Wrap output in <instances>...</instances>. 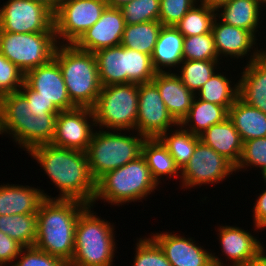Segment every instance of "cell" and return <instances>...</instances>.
<instances>
[{"label":"cell","mask_w":266,"mask_h":266,"mask_svg":"<svg viewBox=\"0 0 266 266\" xmlns=\"http://www.w3.org/2000/svg\"><path fill=\"white\" fill-rule=\"evenodd\" d=\"M217 16L212 24V34L218 58L222 56L244 57L249 55L248 52L253 50L257 38L250 32L240 27L228 25L219 21ZM224 54V55H223ZM247 54V55H246Z\"/></svg>","instance_id":"cell-21"},{"label":"cell","mask_w":266,"mask_h":266,"mask_svg":"<svg viewBox=\"0 0 266 266\" xmlns=\"http://www.w3.org/2000/svg\"><path fill=\"white\" fill-rule=\"evenodd\" d=\"M101 86L127 84L126 47L103 48L95 53Z\"/></svg>","instance_id":"cell-27"},{"label":"cell","mask_w":266,"mask_h":266,"mask_svg":"<svg viewBox=\"0 0 266 266\" xmlns=\"http://www.w3.org/2000/svg\"><path fill=\"white\" fill-rule=\"evenodd\" d=\"M88 205L75 228L74 252L70 266H112L115 255L114 227L91 213Z\"/></svg>","instance_id":"cell-4"},{"label":"cell","mask_w":266,"mask_h":266,"mask_svg":"<svg viewBox=\"0 0 266 266\" xmlns=\"http://www.w3.org/2000/svg\"><path fill=\"white\" fill-rule=\"evenodd\" d=\"M108 6L105 0H62L53 13L58 44H74L94 25ZM60 39H64L60 43Z\"/></svg>","instance_id":"cell-9"},{"label":"cell","mask_w":266,"mask_h":266,"mask_svg":"<svg viewBox=\"0 0 266 266\" xmlns=\"http://www.w3.org/2000/svg\"><path fill=\"white\" fill-rule=\"evenodd\" d=\"M40 3H43L46 7H48L53 13L57 10L62 0H33Z\"/></svg>","instance_id":"cell-49"},{"label":"cell","mask_w":266,"mask_h":266,"mask_svg":"<svg viewBox=\"0 0 266 266\" xmlns=\"http://www.w3.org/2000/svg\"><path fill=\"white\" fill-rule=\"evenodd\" d=\"M120 9L126 25L159 21L160 0H133Z\"/></svg>","instance_id":"cell-38"},{"label":"cell","mask_w":266,"mask_h":266,"mask_svg":"<svg viewBox=\"0 0 266 266\" xmlns=\"http://www.w3.org/2000/svg\"><path fill=\"white\" fill-rule=\"evenodd\" d=\"M32 112L27 99L18 91L0 97V135L8 133L26 150V121Z\"/></svg>","instance_id":"cell-18"},{"label":"cell","mask_w":266,"mask_h":266,"mask_svg":"<svg viewBox=\"0 0 266 266\" xmlns=\"http://www.w3.org/2000/svg\"><path fill=\"white\" fill-rule=\"evenodd\" d=\"M93 126L95 120L92 108L76 107L60 111L56 117L55 134L51 144L86 152L94 132Z\"/></svg>","instance_id":"cell-13"},{"label":"cell","mask_w":266,"mask_h":266,"mask_svg":"<svg viewBox=\"0 0 266 266\" xmlns=\"http://www.w3.org/2000/svg\"><path fill=\"white\" fill-rule=\"evenodd\" d=\"M0 231L23 247L35 246L37 213L0 215Z\"/></svg>","instance_id":"cell-30"},{"label":"cell","mask_w":266,"mask_h":266,"mask_svg":"<svg viewBox=\"0 0 266 266\" xmlns=\"http://www.w3.org/2000/svg\"><path fill=\"white\" fill-rule=\"evenodd\" d=\"M24 82L39 96L53 102L60 111L76 108L68 96L62 71L54 58L28 71Z\"/></svg>","instance_id":"cell-15"},{"label":"cell","mask_w":266,"mask_h":266,"mask_svg":"<svg viewBox=\"0 0 266 266\" xmlns=\"http://www.w3.org/2000/svg\"><path fill=\"white\" fill-rule=\"evenodd\" d=\"M138 241L132 266H172L152 237L140 238Z\"/></svg>","instance_id":"cell-40"},{"label":"cell","mask_w":266,"mask_h":266,"mask_svg":"<svg viewBox=\"0 0 266 266\" xmlns=\"http://www.w3.org/2000/svg\"><path fill=\"white\" fill-rule=\"evenodd\" d=\"M179 124L169 114L157 86L151 81L140 83L138 89V115L136 132L146 138H159ZM170 129V130H169Z\"/></svg>","instance_id":"cell-12"},{"label":"cell","mask_w":266,"mask_h":266,"mask_svg":"<svg viewBox=\"0 0 266 266\" xmlns=\"http://www.w3.org/2000/svg\"><path fill=\"white\" fill-rule=\"evenodd\" d=\"M233 172L236 173L235 166L229 160L200 140L189 162L182 168L180 179L186 189L197 185L200 187L202 184L218 183Z\"/></svg>","instance_id":"cell-11"},{"label":"cell","mask_w":266,"mask_h":266,"mask_svg":"<svg viewBox=\"0 0 266 266\" xmlns=\"http://www.w3.org/2000/svg\"><path fill=\"white\" fill-rule=\"evenodd\" d=\"M57 115H30L26 121V151L52 142Z\"/></svg>","instance_id":"cell-36"},{"label":"cell","mask_w":266,"mask_h":266,"mask_svg":"<svg viewBox=\"0 0 266 266\" xmlns=\"http://www.w3.org/2000/svg\"><path fill=\"white\" fill-rule=\"evenodd\" d=\"M156 233L151 236L163 250L172 266H224L219 258L192 238H185L172 232Z\"/></svg>","instance_id":"cell-14"},{"label":"cell","mask_w":266,"mask_h":266,"mask_svg":"<svg viewBox=\"0 0 266 266\" xmlns=\"http://www.w3.org/2000/svg\"><path fill=\"white\" fill-rule=\"evenodd\" d=\"M179 128L180 129H176L171 135L168 131L163 133L159 139L167 147L176 165L182 170L193 155L195 147L200 141V137L185 130L180 125Z\"/></svg>","instance_id":"cell-33"},{"label":"cell","mask_w":266,"mask_h":266,"mask_svg":"<svg viewBox=\"0 0 266 266\" xmlns=\"http://www.w3.org/2000/svg\"><path fill=\"white\" fill-rule=\"evenodd\" d=\"M216 15L215 8L203 3H200L198 7L195 4L175 27L184 37L206 34L211 32Z\"/></svg>","instance_id":"cell-34"},{"label":"cell","mask_w":266,"mask_h":266,"mask_svg":"<svg viewBox=\"0 0 266 266\" xmlns=\"http://www.w3.org/2000/svg\"><path fill=\"white\" fill-rule=\"evenodd\" d=\"M264 182H266V169L261 172Z\"/></svg>","instance_id":"cell-52"},{"label":"cell","mask_w":266,"mask_h":266,"mask_svg":"<svg viewBox=\"0 0 266 266\" xmlns=\"http://www.w3.org/2000/svg\"><path fill=\"white\" fill-rule=\"evenodd\" d=\"M19 92L27 99L30 110L33 115H58L60 110L39 93L32 90L25 82L19 89Z\"/></svg>","instance_id":"cell-45"},{"label":"cell","mask_w":266,"mask_h":266,"mask_svg":"<svg viewBox=\"0 0 266 266\" xmlns=\"http://www.w3.org/2000/svg\"><path fill=\"white\" fill-rule=\"evenodd\" d=\"M218 231L222 253L232 261L230 266L244 264L264 249L258 239L242 228L226 225L221 226Z\"/></svg>","instance_id":"cell-20"},{"label":"cell","mask_w":266,"mask_h":266,"mask_svg":"<svg viewBox=\"0 0 266 266\" xmlns=\"http://www.w3.org/2000/svg\"><path fill=\"white\" fill-rule=\"evenodd\" d=\"M200 140L229 160L235 167L240 161L243 141L229 118L214 124L199 135Z\"/></svg>","instance_id":"cell-23"},{"label":"cell","mask_w":266,"mask_h":266,"mask_svg":"<svg viewBox=\"0 0 266 266\" xmlns=\"http://www.w3.org/2000/svg\"><path fill=\"white\" fill-rule=\"evenodd\" d=\"M158 184L142 155L127 164L103 175L96 182L93 204L98 199L111 205L141 200L150 195Z\"/></svg>","instance_id":"cell-5"},{"label":"cell","mask_w":266,"mask_h":266,"mask_svg":"<svg viewBox=\"0 0 266 266\" xmlns=\"http://www.w3.org/2000/svg\"><path fill=\"white\" fill-rule=\"evenodd\" d=\"M257 49L254 46L255 51L241 72L238 97L266 114V50Z\"/></svg>","instance_id":"cell-17"},{"label":"cell","mask_w":266,"mask_h":266,"mask_svg":"<svg viewBox=\"0 0 266 266\" xmlns=\"http://www.w3.org/2000/svg\"><path fill=\"white\" fill-rule=\"evenodd\" d=\"M228 118L234 124L243 142L266 137V114L246 104L239 97L229 108Z\"/></svg>","instance_id":"cell-26"},{"label":"cell","mask_w":266,"mask_h":266,"mask_svg":"<svg viewBox=\"0 0 266 266\" xmlns=\"http://www.w3.org/2000/svg\"><path fill=\"white\" fill-rule=\"evenodd\" d=\"M161 27L160 21L126 25L121 45L147 55H152Z\"/></svg>","instance_id":"cell-31"},{"label":"cell","mask_w":266,"mask_h":266,"mask_svg":"<svg viewBox=\"0 0 266 266\" xmlns=\"http://www.w3.org/2000/svg\"><path fill=\"white\" fill-rule=\"evenodd\" d=\"M108 4V6L120 8L123 5L127 4L128 2H131L133 0H105Z\"/></svg>","instance_id":"cell-51"},{"label":"cell","mask_w":266,"mask_h":266,"mask_svg":"<svg viewBox=\"0 0 266 266\" xmlns=\"http://www.w3.org/2000/svg\"><path fill=\"white\" fill-rule=\"evenodd\" d=\"M57 45L55 32L10 33L0 30V52L24 74L50 61Z\"/></svg>","instance_id":"cell-8"},{"label":"cell","mask_w":266,"mask_h":266,"mask_svg":"<svg viewBox=\"0 0 266 266\" xmlns=\"http://www.w3.org/2000/svg\"><path fill=\"white\" fill-rule=\"evenodd\" d=\"M50 197L28 185H0V215L37 213L41 202Z\"/></svg>","instance_id":"cell-22"},{"label":"cell","mask_w":266,"mask_h":266,"mask_svg":"<svg viewBox=\"0 0 266 266\" xmlns=\"http://www.w3.org/2000/svg\"><path fill=\"white\" fill-rule=\"evenodd\" d=\"M184 36L175 26L161 27L151 60L157 73L165 72L164 68L178 67L183 59ZM162 67V68H161Z\"/></svg>","instance_id":"cell-24"},{"label":"cell","mask_w":266,"mask_h":266,"mask_svg":"<svg viewBox=\"0 0 266 266\" xmlns=\"http://www.w3.org/2000/svg\"><path fill=\"white\" fill-rule=\"evenodd\" d=\"M25 74L0 52V97L18 92L24 83Z\"/></svg>","instance_id":"cell-43"},{"label":"cell","mask_w":266,"mask_h":266,"mask_svg":"<svg viewBox=\"0 0 266 266\" xmlns=\"http://www.w3.org/2000/svg\"><path fill=\"white\" fill-rule=\"evenodd\" d=\"M156 73L152 82L157 86L169 114L180 124L188 115L195 94L181 81L177 73Z\"/></svg>","instance_id":"cell-19"},{"label":"cell","mask_w":266,"mask_h":266,"mask_svg":"<svg viewBox=\"0 0 266 266\" xmlns=\"http://www.w3.org/2000/svg\"><path fill=\"white\" fill-rule=\"evenodd\" d=\"M198 2L197 0H160L159 21L163 26H175Z\"/></svg>","instance_id":"cell-44"},{"label":"cell","mask_w":266,"mask_h":266,"mask_svg":"<svg viewBox=\"0 0 266 266\" xmlns=\"http://www.w3.org/2000/svg\"><path fill=\"white\" fill-rule=\"evenodd\" d=\"M216 73L214 72L196 94L200 100L224 106L229 110L238 98V83L231 87V81L224 74Z\"/></svg>","instance_id":"cell-32"},{"label":"cell","mask_w":266,"mask_h":266,"mask_svg":"<svg viewBox=\"0 0 266 266\" xmlns=\"http://www.w3.org/2000/svg\"><path fill=\"white\" fill-rule=\"evenodd\" d=\"M23 246L0 231V266H6L16 260Z\"/></svg>","instance_id":"cell-46"},{"label":"cell","mask_w":266,"mask_h":266,"mask_svg":"<svg viewBox=\"0 0 266 266\" xmlns=\"http://www.w3.org/2000/svg\"><path fill=\"white\" fill-rule=\"evenodd\" d=\"M125 26L121 9L107 6L100 19L86 30L74 45L92 53L121 45Z\"/></svg>","instance_id":"cell-16"},{"label":"cell","mask_w":266,"mask_h":266,"mask_svg":"<svg viewBox=\"0 0 266 266\" xmlns=\"http://www.w3.org/2000/svg\"><path fill=\"white\" fill-rule=\"evenodd\" d=\"M261 4L263 5L264 3L266 4V0H260Z\"/></svg>","instance_id":"cell-53"},{"label":"cell","mask_w":266,"mask_h":266,"mask_svg":"<svg viewBox=\"0 0 266 266\" xmlns=\"http://www.w3.org/2000/svg\"><path fill=\"white\" fill-rule=\"evenodd\" d=\"M88 205L76 199L45 198L37 212L35 246L50 255L71 261L79 214Z\"/></svg>","instance_id":"cell-2"},{"label":"cell","mask_w":266,"mask_h":266,"mask_svg":"<svg viewBox=\"0 0 266 266\" xmlns=\"http://www.w3.org/2000/svg\"><path fill=\"white\" fill-rule=\"evenodd\" d=\"M230 0H200V3L206 4L209 7L217 9L223 3H226Z\"/></svg>","instance_id":"cell-50"},{"label":"cell","mask_w":266,"mask_h":266,"mask_svg":"<svg viewBox=\"0 0 266 266\" xmlns=\"http://www.w3.org/2000/svg\"><path fill=\"white\" fill-rule=\"evenodd\" d=\"M16 260L12 266H70L67 260L50 255L36 246L23 247Z\"/></svg>","instance_id":"cell-42"},{"label":"cell","mask_w":266,"mask_h":266,"mask_svg":"<svg viewBox=\"0 0 266 266\" xmlns=\"http://www.w3.org/2000/svg\"><path fill=\"white\" fill-rule=\"evenodd\" d=\"M248 166L259 167L261 171L266 169V137L243 142L241 158L235 167V171H241L245 167L247 169Z\"/></svg>","instance_id":"cell-41"},{"label":"cell","mask_w":266,"mask_h":266,"mask_svg":"<svg viewBox=\"0 0 266 266\" xmlns=\"http://www.w3.org/2000/svg\"><path fill=\"white\" fill-rule=\"evenodd\" d=\"M53 58L64 78L68 96L76 107L92 108L101 91L95 54L74 44H58Z\"/></svg>","instance_id":"cell-3"},{"label":"cell","mask_w":266,"mask_h":266,"mask_svg":"<svg viewBox=\"0 0 266 266\" xmlns=\"http://www.w3.org/2000/svg\"><path fill=\"white\" fill-rule=\"evenodd\" d=\"M0 30L10 33L55 32L53 12L33 0H8L0 8Z\"/></svg>","instance_id":"cell-10"},{"label":"cell","mask_w":266,"mask_h":266,"mask_svg":"<svg viewBox=\"0 0 266 266\" xmlns=\"http://www.w3.org/2000/svg\"><path fill=\"white\" fill-rule=\"evenodd\" d=\"M260 8V0H230L216 9L217 12H219V9L222 12L219 15L217 13L216 16L222 22L250 31L256 37L258 25L261 23L259 22L260 12L263 11Z\"/></svg>","instance_id":"cell-25"},{"label":"cell","mask_w":266,"mask_h":266,"mask_svg":"<svg viewBox=\"0 0 266 266\" xmlns=\"http://www.w3.org/2000/svg\"><path fill=\"white\" fill-rule=\"evenodd\" d=\"M195 95L188 115L179 124L194 135H200L214 124L223 122L228 118V110L211 102L200 100ZM189 127H186V126Z\"/></svg>","instance_id":"cell-28"},{"label":"cell","mask_w":266,"mask_h":266,"mask_svg":"<svg viewBox=\"0 0 266 266\" xmlns=\"http://www.w3.org/2000/svg\"><path fill=\"white\" fill-rule=\"evenodd\" d=\"M265 250L263 249L256 257L252 260L247 261L244 264L238 266H266V254Z\"/></svg>","instance_id":"cell-48"},{"label":"cell","mask_w":266,"mask_h":266,"mask_svg":"<svg viewBox=\"0 0 266 266\" xmlns=\"http://www.w3.org/2000/svg\"><path fill=\"white\" fill-rule=\"evenodd\" d=\"M127 83L151 82L156 75L151 55L126 48Z\"/></svg>","instance_id":"cell-37"},{"label":"cell","mask_w":266,"mask_h":266,"mask_svg":"<svg viewBox=\"0 0 266 266\" xmlns=\"http://www.w3.org/2000/svg\"><path fill=\"white\" fill-rule=\"evenodd\" d=\"M184 60H219L212 32L184 37Z\"/></svg>","instance_id":"cell-39"},{"label":"cell","mask_w":266,"mask_h":266,"mask_svg":"<svg viewBox=\"0 0 266 266\" xmlns=\"http://www.w3.org/2000/svg\"><path fill=\"white\" fill-rule=\"evenodd\" d=\"M27 153L41 164L45 174L60 189L55 199H76L93 207L96 181L90 172L86 152L49 143L32 147Z\"/></svg>","instance_id":"cell-1"},{"label":"cell","mask_w":266,"mask_h":266,"mask_svg":"<svg viewBox=\"0 0 266 266\" xmlns=\"http://www.w3.org/2000/svg\"><path fill=\"white\" fill-rule=\"evenodd\" d=\"M219 60H183L181 74H177L182 83L195 95L214 74Z\"/></svg>","instance_id":"cell-35"},{"label":"cell","mask_w":266,"mask_h":266,"mask_svg":"<svg viewBox=\"0 0 266 266\" xmlns=\"http://www.w3.org/2000/svg\"><path fill=\"white\" fill-rule=\"evenodd\" d=\"M139 84L102 86L92 107L95 127L106 130H136ZM104 127V128H103Z\"/></svg>","instance_id":"cell-7"},{"label":"cell","mask_w":266,"mask_h":266,"mask_svg":"<svg viewBox=\"0 0 266 266\" xmlns=\"http://www.w3.org/2000/svg\"><path fill=\"white\" fill-rule=\"evenodd\" d=\"M254 203V227L258 230L266 228V190L263 191Z\"/></svg>","instance_id":"cell-47"},{"label":"cell","mask_w":266,"mask_h":266,"mask_svg":"<svg viewBox=\"0 0 266 266\" xmlns=\"http://www.w3.org/2000/svg\"><path fill=\"white\" fill-rule=\"evenodd\" d=\"M102 130V131H101ZM93 132L86 154L92 177L97 182L103 175L113 171L142 155L146 137L137 133L123 135L116 130Z\"/></svg>","instance_id":"cell-6"},{"label":"cell","mask_w":266,"mask_h":266,"mask_svg":"<svg viewBox=\"0 0 266 266\" xmlns=\"http://www.w3.org/2000/svg\"><path fill=\"white\" fill-rule=\"evenodd\" d=\"M142 156L158 185L163 175L181 176V170L159 138H146L142 146Z\"/></svg>","instance_id":"cell-29"}]
</instances>
